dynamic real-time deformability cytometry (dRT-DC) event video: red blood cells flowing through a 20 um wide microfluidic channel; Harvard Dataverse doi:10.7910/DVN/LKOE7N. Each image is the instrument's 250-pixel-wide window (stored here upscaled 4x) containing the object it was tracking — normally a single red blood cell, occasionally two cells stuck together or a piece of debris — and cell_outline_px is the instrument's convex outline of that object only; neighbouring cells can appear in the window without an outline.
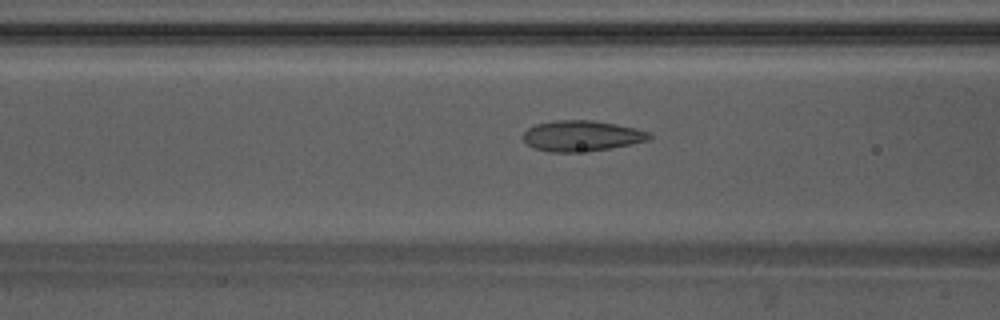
{"species": "Egyptian fruit bat (a non-hibernating species)", "species_latin": "Rousettus aegyptiacus", "temperature_condition": "warm", "stored_images_in_passage": 37, "camera_frame_rate_fps": 3000, "um_per_image_px": 0.085, "animal": {"sex": "male"}, "frame": {"image": 1, "passage_image": 14, "time_ms": 4.333, "image_size_px": [1000, 320], "cell_outline_px": [[652, 140], [608, 148], [572, 152], [548, 152], [532, 148], [524, 140], [524, 132], [528, 128], [536, 124], [556, 120], [592, 120], [616, 124], [636, 128], [648, 132], [652, 136]], "centroid_in_image_um": [49.44, 11.54], "position_along_channel_um": 117.2, "area_um2": 22.43}}
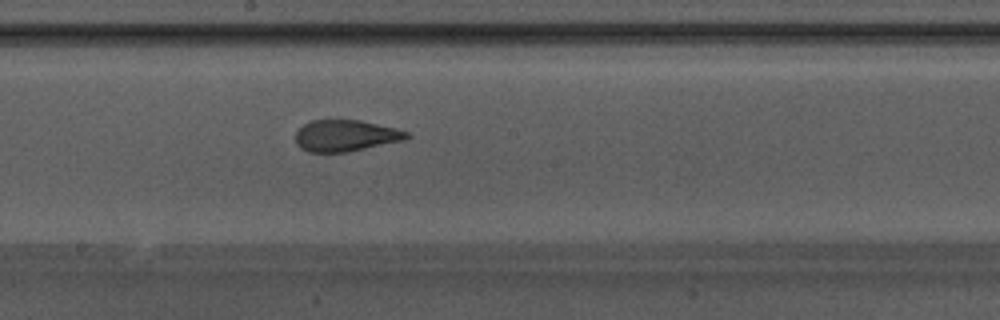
{"frame": {"image": 2, "passage_image": 22, "time_ms": 7.0, "image_size_px": [1000, 320], "cell_outline_px": [[412, 136], [404, 140], [348, 152], [308, 152], [300, 148], [296, 144], [296, 132], [304, 124], [312, 120], [328, 116], [360, 120], [396, 128], [408, 132]], "centroid_in_image_um": [29.35, 11.49], "position_along_channel_um": 218.9, "area_um2": 21.1}}
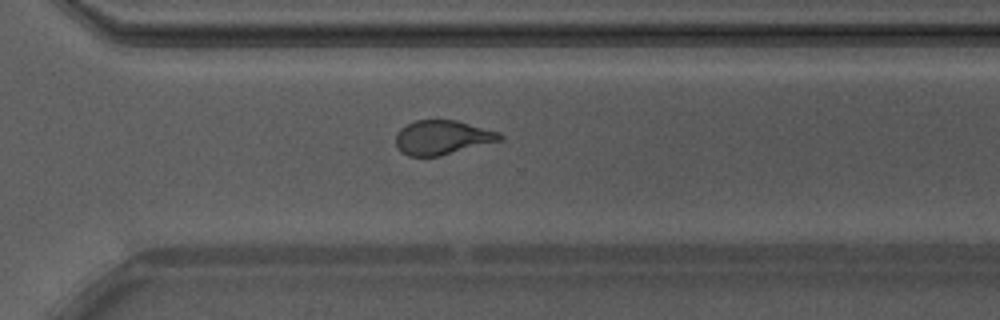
{"frame": {"image": 3, "passage_image": 31, "time_ms": 10.0, "image_size_px": [1000, 320], "cell_outline_px": [[504, 136], [500, 140], [440, 156], [408, 156], [400, 152], [396, 144], [396, 136], [400, 128], [416, 120], [456, 120], [500, 132]], "centroid_in_image_um": [37.58, 11.68], "position_along_channel_um": 333.0, "area_um2": 20.63}}